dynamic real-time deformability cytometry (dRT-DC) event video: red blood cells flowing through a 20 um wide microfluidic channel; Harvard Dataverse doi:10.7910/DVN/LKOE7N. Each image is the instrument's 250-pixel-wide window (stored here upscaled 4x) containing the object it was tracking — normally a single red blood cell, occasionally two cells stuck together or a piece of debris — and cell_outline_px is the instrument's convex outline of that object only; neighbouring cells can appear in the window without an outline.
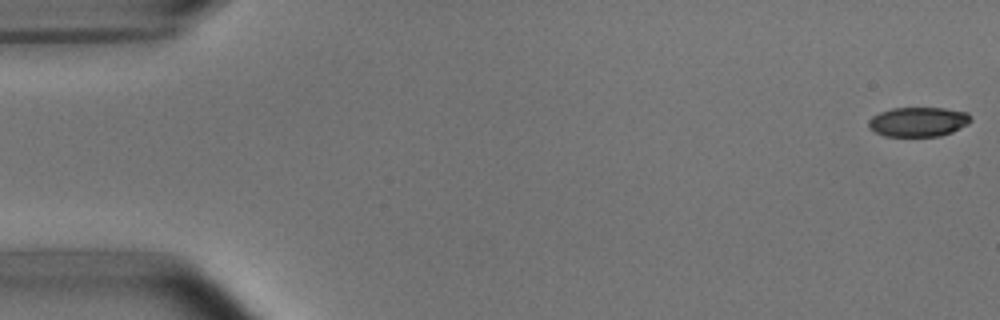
{"species": "common noctule bat (a hibernating species)", "species_latin": "Nyctalus noctula", "temperature_condition": "room temperature", "stored_images_in_passage": 52, "camera_frame_rate_fps": 3000, "um_per_image_px": 0.085, "animal": {"sex": "male", "body_mass_g": 15.6}, "frame": {"image": 1, "passage_image": 1, "time_ms": 0.0, "image_size_px": [1000, 320], "cell_outline_px": [[972, 120], [968, 124], [952, 132], [940, 136], [884, 136], [868, 128], [868, 120], [872, 116], [880, 112], [892, 108], [944, 108], [968, 112], [972, 116]], "centroid_in_image_um": [78.06, 10.35], "position_along_channel_um": 6.9, "area_um2": 17.74}}
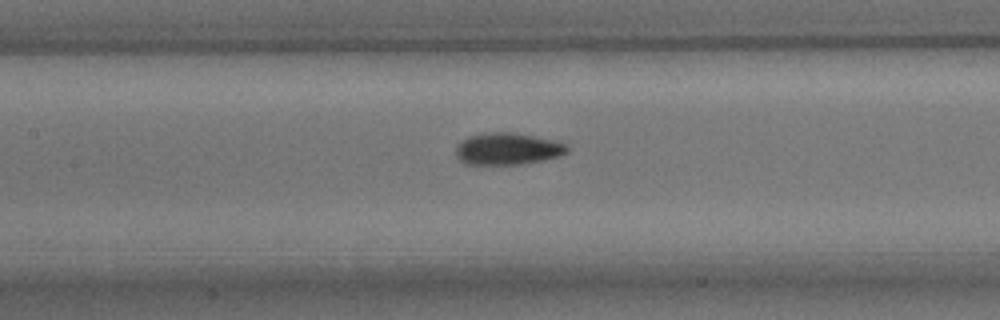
{"frame": {"image": 2, "passage_image": 24, "time_ms": 7.667, "image_size_px": [1000, 320], "cell_outline_px": [[568, 152], [560, 156], [544, 160], [520, 164], [464, 164], [456, 156], [456, 148], [468, 136], [484, 132], [512, 132], [552, 140], [568, 144]], "centroid_in_image_um": [43.16, 12.65], "position_along_channel_um": 164.2, "area_um2": 20.63}}
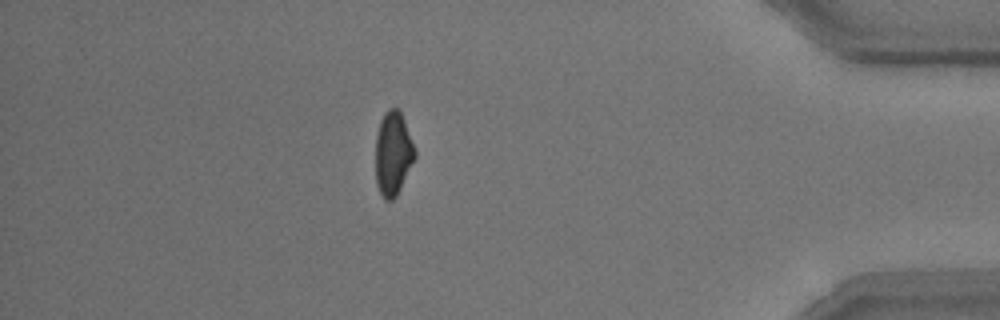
{"frame": {"image": 3, "passage_image": 46, "time_ms": 15.0, "image_size_px": [1000, 320], "cell_outline_px": [[416, 156], [396, 196], [392, 200], [384, 200], [376, 184], [376, 136], [380, 120], [384, 112], [388, 108], [396, 108], [400, 112], [404, 120], [416, 152]], "centroid_in_image_um": [33.39, 13.04], "position_along_channel_um": 401.8, "area_um2": 19.02}, "authors_computed_cell_mechanics": {"area_um2": 19.5075, "velocity_mm_per_s": 3.8168, "shape_relaxation_time_tau1_ms": 3.2373, "shape_relaxation_time_tau2_ms": 1.9701, "deformation_change_tau1": 0.1195, "deformation_change_tau2": 0.0728}}